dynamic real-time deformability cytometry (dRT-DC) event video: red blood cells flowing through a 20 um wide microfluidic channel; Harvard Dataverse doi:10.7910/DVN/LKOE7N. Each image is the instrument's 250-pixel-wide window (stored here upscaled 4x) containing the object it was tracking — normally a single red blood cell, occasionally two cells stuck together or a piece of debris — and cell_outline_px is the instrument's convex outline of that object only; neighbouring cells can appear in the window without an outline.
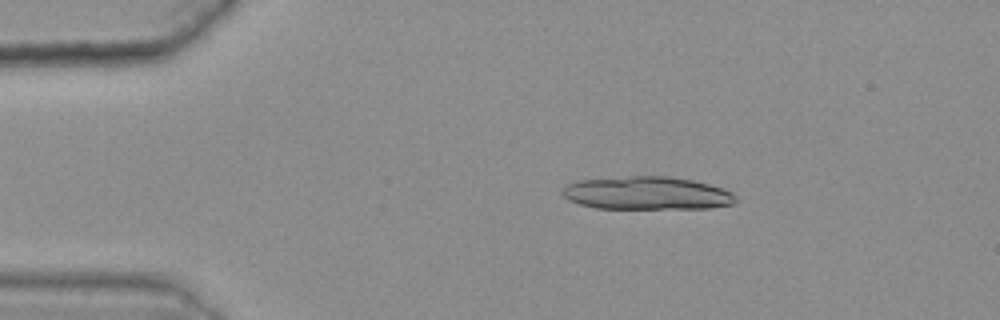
{"species": "common noctule bat (a hibernating species)", "species_latin": "Nyctalus noctula", "temperature_condition": "warm", "stored_images_in_passage": 32, "camera_frame_rate_fps": 3000, "um_per_image_px": 0.085, "animal": {"sex": "female", "body_mass_g": 25.1}, "frame": {"image": 1, "passage_image": 10, "time_ms": 3.0, "image_size_px": [1000, 320], "cell_outline_px": [[736, 200], [732, 204], [712, 208], [596, 208], [580, 204], [568, 200], [564, 196], [564, 188], [568, 184], [580, 180], [628, 176], [668, 176], [692, 180], [708, 184], [732, 192], [736, 196]], "centroid_in_image_um": [55.01, 16.42], "position_along_channel_um": 30.0, "area_um2": 33.12}}